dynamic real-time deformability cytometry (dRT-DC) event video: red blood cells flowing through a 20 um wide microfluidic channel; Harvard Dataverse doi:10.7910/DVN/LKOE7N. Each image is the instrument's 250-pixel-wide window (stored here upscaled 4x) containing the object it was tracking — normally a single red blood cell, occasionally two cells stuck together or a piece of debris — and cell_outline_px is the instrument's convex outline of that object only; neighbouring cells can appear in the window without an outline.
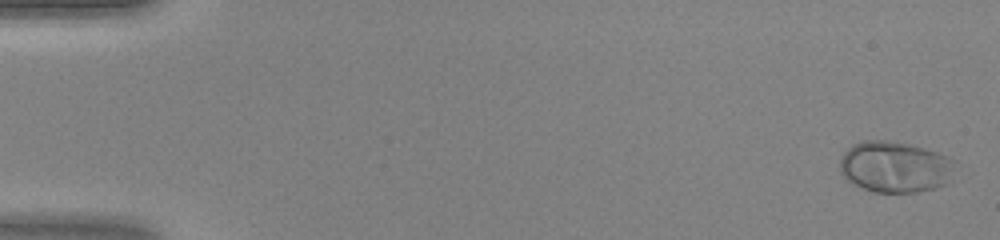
{"species": "human", "species_latin": "Homo sapiens", "temperature_condition": "warm", "stored_images_in_passage": 48, "camera_frame_rate_fps": 3000, "um_per_image_px": 0.085, "donor": {"sex": "female"}, "frame": {"image": 1, "passage_image": 2, "time_ms": 0.333, "image_size_px": [1000, 240], "cell_outline_px": [[956, 160], [948, 184], [936, 188], [916, 192], [872, 192], [852, 184], [840, 172], [840, 160], [844, 152], [852, 144], [864, 140], [888, 140], [908, 144], [924, 148], [948, 156]], "centroid_in_image_um": [76.07, 14.19], "position_along_channel_um": 8.9, "area_um2": 34.62}}
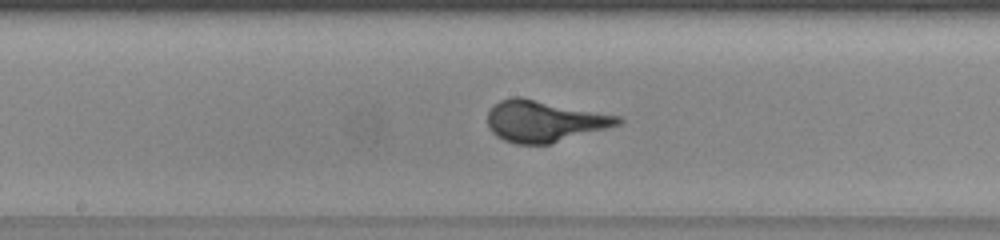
{"frame": {"image": 2, "passage_image": 26, "time_ms": 8.333, "image_size_px": [1000, 240], "cell_outline_px": [[624, 120], [620, 124], [608, 128], [552, 144], [516, 144], [504, 140], [496, 136], [488, 128], [488, 112], [500, 100], [512, 96], [520, 96], [620, 116]], "centroid_in_image_um": [46.27, 10.3], "position_along_channel_um": 201.9, "area_um2": 31.62}}
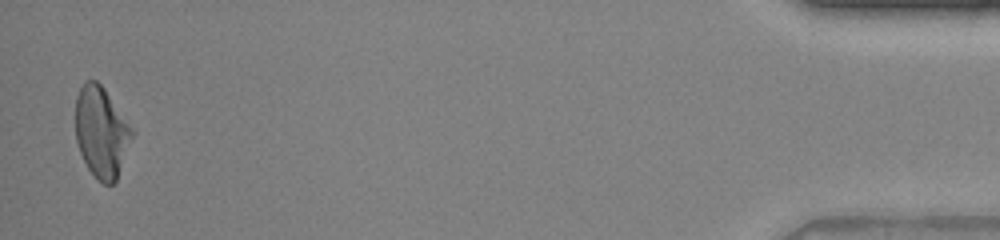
{"frame": {"image": 3, "passage_image": 47, "time_ms": 15.333, "image_size_px": [1000, 240], "cell_outline_px": [[136, 132], [116, 180], [112, 184], [104, 184], [88, 168], [80, 152], [76, 140], [76, 96], [84, 80], [96, 80], [104, 88]], "centroid_in_image_um": [8.64, 11.2], "position_along_channel_um": 426.6, "area_um2": 29.94}}